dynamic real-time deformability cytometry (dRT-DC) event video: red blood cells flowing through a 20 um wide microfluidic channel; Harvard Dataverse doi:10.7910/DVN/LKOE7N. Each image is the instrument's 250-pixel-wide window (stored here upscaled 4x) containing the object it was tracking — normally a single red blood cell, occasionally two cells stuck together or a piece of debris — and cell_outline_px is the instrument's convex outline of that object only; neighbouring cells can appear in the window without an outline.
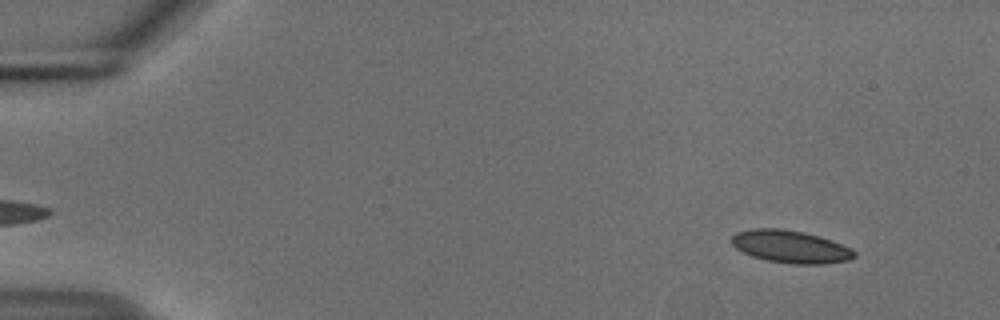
{"species": "common noctule bat (a hibernating species)", "species_latin": "Nyctalus noctula", "temperature_condition": "cold", "stored_images_in_passage": 37, "camera_frame_rate_fps": 3000, "um_per_image_px": 0.085, "animal": {"sex": "male", "body_mass_g": 18.8}, "frame": {"image": 1, "passage_image": 5, "time_ms": 1.333, "image_size_px": [1000, 320], "cell_outline_px": [[856, 256], [848, 260], [824, 264], [792, 264], [768, 260], [752, 256], [736, 248], [732, 244], [732, 236], [736, 232], [752, 228], [780, 228], [804, 232], [820, 236], [832, 240], [856, 252]], "centroid_in_image_um": [67.18, 20.96], "position_along_channel_um": 17.8, "area_um2": 23.18}}